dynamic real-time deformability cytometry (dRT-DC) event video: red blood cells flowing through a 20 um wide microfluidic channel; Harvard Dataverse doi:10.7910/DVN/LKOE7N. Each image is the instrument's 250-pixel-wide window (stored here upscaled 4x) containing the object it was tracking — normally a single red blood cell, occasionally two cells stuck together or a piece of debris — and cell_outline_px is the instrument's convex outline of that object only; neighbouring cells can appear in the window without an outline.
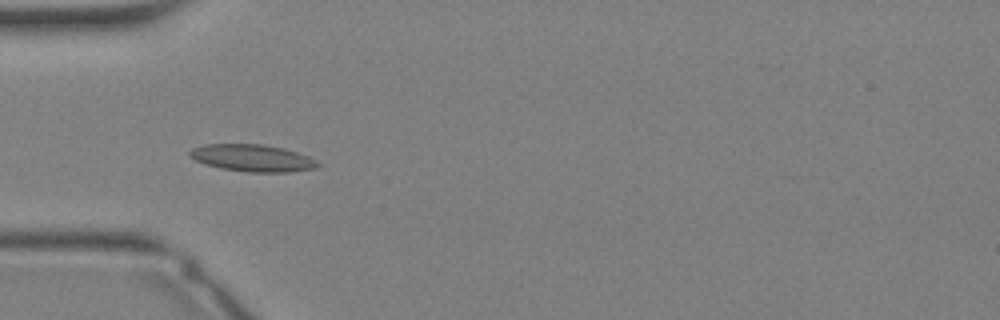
{"species": "Egyptian fruit bat (a non-hibernating species)", "species_latin": "Rousettus aegyptiacus", "temperature_condition": "warm", "stored_images_in_passage": 25, "camera_frame_rate_fps": 3000, "um_per_image_px": 0.085, "animal": {"sex": "female"}, "frame": {"image": 1, "passage_image": 2, "time_ms": 0.333, "image_size_px": [1000, 320], "cell_outline_px": [[320, 164], [316, 168], [288, 172], [248, 172], [220, 168], [204, 164], [188, 156], [188, 152], [192, 148], [204, 144], [260, 144], [284, 148], [308, 156], [316, 160]], "centroid_in_image_um": [21.43, 13.43], "position_along_channel_um": 63.6, "area_um2": 20.23}}
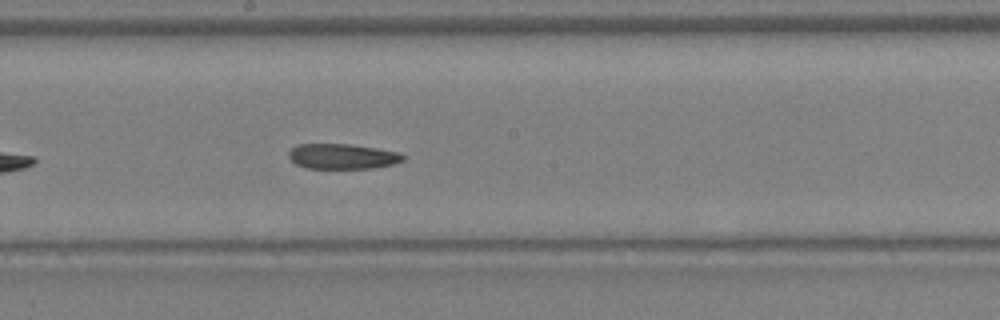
{"frame": {"image": 2, "passage_image": 10, "time_ms": 3.0, "image_size_px": [1000, 320], "cell_outline_px": [[404, 160], [392, 164], [368, 168], [308, 168], [296, 164], [288, 156], [288, 152], [296, 144], [348, 144], [376, 148], [400, 152], [404, 156]], "centroid_in_image_um": [29.08, 13.28], "position_along_channel_um": 219.1, "area_um2": 16.65}}
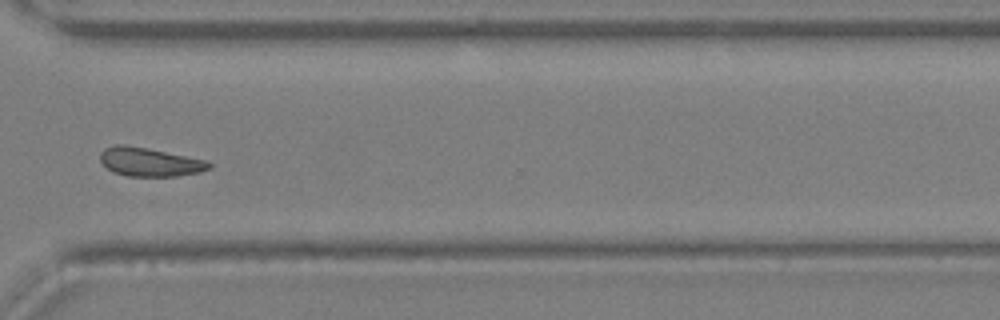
{"frame": {"image": 3, "passage_image": 17, "time_ms": 5.333, "image_size_px": [1000, 320], "cell_outline_px": [[212, 168], [200, 172], [176, 176], [128, 176], [112, 172], [100, 160], [100, 152], [104, 148], [116, 144], [124, 144], [148, 148], [208, 160], [212, 164]], "centroid_in_image_um": [12.74, 13.76], "position_along_channel_um": 357.9, "area_um2": 18.38}}